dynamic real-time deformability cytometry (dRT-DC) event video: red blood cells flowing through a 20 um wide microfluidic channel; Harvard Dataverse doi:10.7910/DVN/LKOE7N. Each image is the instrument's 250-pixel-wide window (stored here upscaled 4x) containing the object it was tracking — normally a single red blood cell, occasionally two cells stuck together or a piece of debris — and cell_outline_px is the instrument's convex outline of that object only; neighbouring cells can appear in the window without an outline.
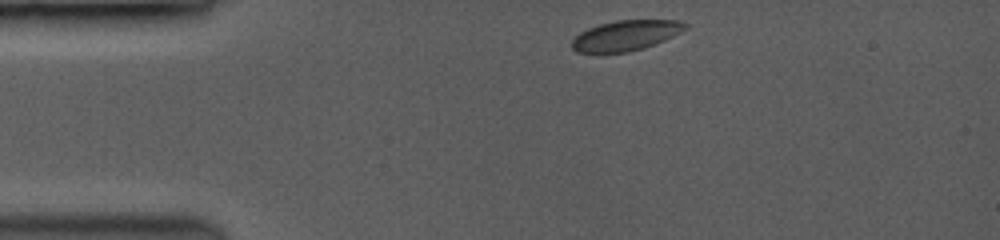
{"species": "common noctule bat (a hibernating species)", "species_latin": "Nyctalus noctula", "temperature_condition": "room temperature", "stored_images_in_passage": 21, "camera_frame_rate_fps": 3500, "um_per_image_px": 0.085, "animal": {"sex": "female", "body_mass_g": 19.0, "forearm_length_mm": 53.3}, "frame": {"image": 1, "passage_image": 1, "time_ms": 0.0, "image_size_px": [1000, 240], "cell_outline_px": [[688, 24], [684, 28], [672, 36], [652, 44], [640, 48], [624, 52], [576, 52], [572, 48], [572, 40], [580, 32], [588, 28], [600, 24], [616, 20], [676, 20]], "centroid_in_image_um": [53.12, 3.0], "position_along_channel_um": 31.9, "area_um2": 19.36}}
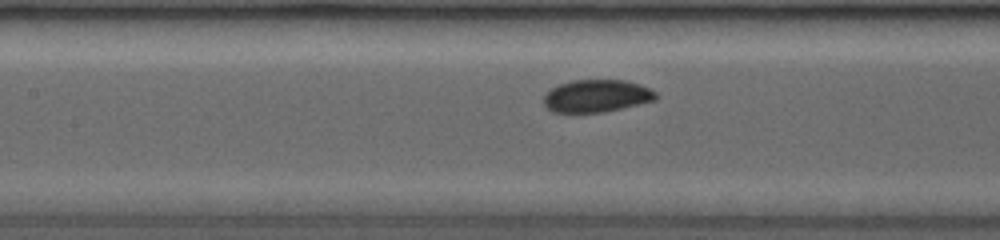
{"frame": {"image": 2, "passage_image": 17, "time_ms": 4.286, "image_size_px": [1000, 240], "cell_outline_px": [[656, 100], [620, 108], [600, 112], [552, 112], [544, 104], [544, 96], [552, 88], [560, 84], [572, 80], [624, 80], [640, 84], [656, 92]], "centroid_in_image_um": [50.71, 8.15], "position_along_channel_um": 156.7, "area_um2": 20.92}}
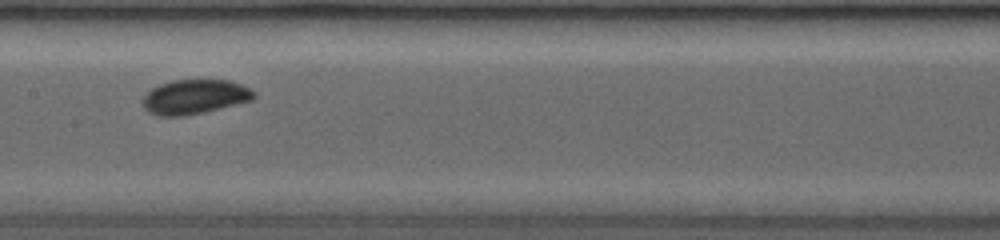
{"frame": {"image": 3, "passage_image": 20, "time_ms": 5.143, "image_size_px": [1000, 240], "cell_outline_px": [[256, 96], [252, 100], [200, 112], [180, 116], [160, 116], [144, 108], [144, 96], [152, 88], [160, 84], [172, 80], [228, 80], [240, 84], [256, 92]], "centroid_in_image_um": [16.56, 8.21], "position_along_channel_um": 190.8, "area_um2": 21.79}}